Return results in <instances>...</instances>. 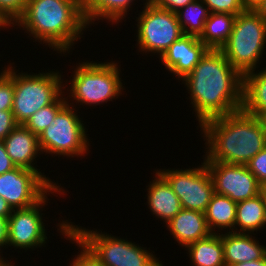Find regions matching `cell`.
I'll return each mask as SVG.
<instances>
[{"mask_svg":"<svg viewBox=\"0 0 266 266\" xmlns=\"http://www.w3.org/2000/svg\"><path fill=\"white\" fill-rule=\"evenodd\" d=\"M200 126L242 109L243 76L221 50L208 49L192 72L181 80Z\"/></svg>","mask_w":266,"mask_h":266,"instance_id":"1","label":"cell"},{"mask_svg":"<svg viewBox=\"0 0 266 266\" xmlns=\"http://www.w3.org/2000/svg\"><path fill=\"white\" fill-rule=\"evenodd\" d=\"M12 29L23 30L35 44L49 47L60 57H69L75 44L84 39V32H90L82 0H28Z\"/></svg>","mask_w":266,"mask_h":266,"instance_id":"2","label":"cell"},{"mask_svg":"<svg viewBox=\"0 0 266 266\" xmlns=\"http://www.w3.org/2000/svg\"><path fill=\"white\" fill-rule=\"evenodd\" d=\"M197 130L205 142L204 161L246 165L266 146L261 121L242 109L207 120Z\"/></svg>","mask_w":266,"mask_h":266,"instance_id":"3","label":"cell"},{"mask_svg":"<svg viewBox=\"0 0 266 266\" xmlns=\"http://www.w3.org/2000/svg\"><path fill=\"white\" fill-rule=\"evenodd\" d=\"M83 61L78 63L76 61L74 66L72 64L69 80L64 75L63 92L67 104L78 110L82 108L81 106L85 109L86 105L87 110V106L90 108L103 104L105 106L108 102H113L124 94L127 95L124 91L126 87L123 86L125 82L121 77L123 75L120 61H113V58L104 62L90 61V59Z\"/></svg>","mask_w":266,"mask_h":266,"instance_id":"4","label":"cell"},{"mask_svg":"<svg viewBox=\"0 0 266 266\" xmlns=\"http://www.w3.org/2000/svg\"><path fill=\"white\" fill-rule=\"evenodd\" d=\"M220 50L242 76L260 69L266 58V20L252 9L239 13L228 41Z\"/></svg>","mask_w":266,"mask_h":266,"instance_id":"5","label":"cell"},{"mask_svg":"<svg viewBox=\"0 0 266 266\" xmlns=\"http://www.w3.org/2000/svg\"><path fill=\"white\" fill-rule=\"evenodd\" d=\"M71 222L70 231L80 239L104 266H165L155 254L143 244L128 238L118 237L103 229H88ZM106 232V233H105ZM144 246V247H143Z\"/></svg>","mask_w":266,"mask_h":266,"instance_id":"6","label":"cell"},{"mask_svg":"<svg viewBox=\"0 0 266 266\" xmlns=\"http://www.w3.org/2000/svg\"><path fill=\"white\" fill-rule=\"evenodd\" d=\"M13 61L14 97L12 113L19 125L39 109L54 103L63 92L64 75L61 70H40L38 73L23 72L16 68ZM60 71V72H59Z\"/></svg>","mask_w":266,"mask_h":266,"instance_id":"7","label":"cell"},{"mask_svg":"<svg viewBox=\"0 0 266 266\" xmlns=\"http://www.w3.org/2000/svg\"><path fill=\"white\" fill-rule=\"evenodd\" d=\"M76 109L66 104L39 134V146L42 154L47 155L46 158L50 155V159H55L56 156L59 159L66 157V161L70 158L73 160L74 157L82 160L91 152L89 149L92 141L87 134V124L83 121L84 116L81 118L82 113Z\"/></svg>","mask_w":266,"mask_h":266,"instance_id":"8","label":"cell"},{"mask_svg":"<svg viewBox=\"0 0 266 266\" xmlns=\"http://www.w3.org/2000/svg\"><path fill=\"white\" fill-rule=\"evenodd\" d=\"M141 10L134 13L137 23H134L136 47L133 48H137V54L160 59L170 45L184 35L176 12L161 9L153 2H147Z\"/></svg>","mask_w":266,"mask_h":266,"instance_id":"9","label":"cell"},{"mask_svg":"<svg viewBox=\"0 0 266 266\" xmlns=\"http://www.w3.org/2000/svg\"><path fill=\"white\" fill-rule=\"evenodd\" d=\"M62 186L54 187L40 202L32 207L13 209L12 214L8 217L7 249H14L15 251L12 252H16L18 249V254H22L24 250V252H32L36 249L47 247L46 245L50 241L48 239L51 236L48 235L46 230L49 223L43 219L45 218L44 211L49 209L47 206H49L48 203L50 204L49 200H52V195L53 197L56 196V198L59 195V199L64 197L65 194L68 195L69 191H67L66 187Z\"/></svg>","mask_w":266,"mask_h":266,"instance_id":"10","label":"cell"},{"mask_svg":"<svg viewBox=\"0 0 266 266\" xmlns=\"http://www.w3.org/2000/svg\"><path fill=\"white\" fill-rule=\"evenodd\" d=\"M191 168L156 169L170 184L178 196L181 207L205 213L214 194V184L204 160Z\"/></svg>","mask_w":266,"mask_h":266,"instance_id":"11","label":"cell"},{"mask_svg":"<svg viewBox=\"0 0 266 266\" xmlns=\"http://www.w3.org/2000/svg\"><path fill=\"white\" fill-rule=\"evenodd\" d=\"M53 187L36 171L16 167L0 175V196L12 209H26L40 202Z\"/></svg>","mask_w":266,"mask_h":266,"instance_id":"12","label":"cell"},{"mask_svg":"<svg viewBox=\"0 0 266 266\" xmlns=\"http://www.w3.org/2000/svg\"><path fill=\"white\" fill-rule=\"evenodd\" d=\"M214 184V193L238 203L260 194V184L247 165L204 161Z\"/></svg>","mask_w":266,"mask_h":266,"instance_id":"13","label":"cell"},{"mask_svg":"<svg viewBox=\"0 0 266 266\" xmlns=\"http://www.w3.org/2000/svg\"><path fill=\"white\" fill-rule=\"evenodd\" d=\"M6 152L16 167L36 171L53 188L63 183H58L44 175L42 168L37 165L38 159L44 157L39 146L38 135L27 129L24 125H18L3 140ZM39 167V168H37Z\"/></svg>","mask_w":266,"mask_h":266,"instance_id":"14","label":"cell"},{"mask_svg":"<svg viewBox=\"0 0 266 266\" xmlns=\"http://www.w3.org/2000/svg\"><path fill=\"white\" fill-rule=\"evenodd\" d=\"M207 50L198 37L184 34L170 45L159 59V63L180 83L192 72Z\"/></svg>","mask_w":266,"mask_h":266,"instance_id":"15","label":"cell"},{"mask_svg":"<svg viewBox=\"0 0 266 266\" xmlns=\"http://www.w3.org/2000/svg\"><path fill=\"white\" fill-rule=\"evenodd\" d=\"M155 173V174H154ZM153 174V175H152ZM152 180L146 187V203L148 211L156 220L162 221L165 225L175 217L182 209L178 196L173 192L168 181L154 169Z\"/></svg>","mask_w":266,"mask_h":266,"instance_id":"16","label":"cell"},{"mask_svg":"<svg viewBox=\"0 0 266 266\" xmlns=\"http://www.w3.org/2000/svg\"><path fill=\"white\" fill-rule=\"evenodd\" d=\"M139 1V2H138ZM143 4H140L141 2ZM83 3V14L85 20L91 29V27L97 25L104 21L107 23L106 26L111 27L115 25L119 26L122 22H127L126 20L130 17H127L133 10H136L138 13V6L147 3L146 0H82ZM136 6V7H135ZM135 7V8H134ZM134 8V9H133ZM127 18V19H126ZM97 21V22H96ZM121 23V24H119ZM109 24V25H108ZM115 24V25H114Z\"/></svg>","mask_w":266,"mask_h":266,"instance_id":"17","label":"cell"},{"mask_svg":"<svg viewBox=\"0 0 266 266\" xmlns=\"http://www.w3.org/2000/svg\"><path fill=\"white\" fill-rule=\"evenodd\" d=\"M174 244L184 249L189 244L208 237L211 232L207 226L205 213L189 209L181 211L166 225Z\"/></svg>","mask_w":266,"mask_h":266,"instance_id":"18","label":"cell"},{"mask_svg":"<svg viewBox=\"0 0 266 266\" xmlns=\"http://www.w3.org/2000/svg\"><path fill=\"white\" fill-rule=\"evenodd\" d=\"M256 234L224 232L222 245L225 266L263 259L266 256V244L259 242Z\"/></svg>","mask_w":266,"mask_h":266,"instance_id":"19","label":"cell"},{"mask_svg":"<svg viewBox=\"0 0 266 266\" xmlns=\"http://www.w3.org/2000/svg\"><path fill=\"white\" fill-rule=\"evenodd\" d=\"M242 110L258 118L266 112V66L243 76Z\"/></svg>","mask_w":266,"mask_h":266,"instance_id":"20","label":"cell"},{"mask_svg":"<svg viewBox=\"0 0 266 266\" xmlns=\"http://www.w3.org/2000/svg\"><path fill=\"white\" fill-rule=\"evenodd\" d=\"M236 211L235 233L259 234L258 231L266 230V208L261 194L238 202Z\"/></svg>","mask_w":266,"mask_h":266,"instance_id":"21","label":"cell"},{"mask_svg":"<svg viewBox=\"0 0 266 266\" xmlns=\"http://www.w3.org/2000/svg\"><path fill=\"white\" fill-rule=\"evenodd\" d=\"M236 205L228 196L214 193L205 211L211 233L235 232Z\"/></svg>","mask_w":266,"mask_h":266,"instance_id":"22","label":"cell"},{"mask_svg":"<svg viewBox=\"0 0 266 266\" xmlns=\"http://www.w3.org/2000/svg\"><path fill=\"white\" fill-rule=\"evenodd\" d=\"M192 266H225L222 233L193 242L184 248Z\"/></svg>","mask_w":266,"mask_h":266,"instance_id":"23","label":"cell"},{"mask_svg":"<svg viewBox=\"0 0 266 266\" xmlns=\"http://www.w3.org/2000/svg\"><path fill=\"white\" fill-rule=\"evenodd\" d=\"M235 18L229 13H210L199 40L208 49L220 50L231 35Z\"/></svg>","mask_w":266,"mask_h":266,"instance_id":"24","label":"cell"},{"mask_svg":"<svg viewBox=\"0 0 266 266\" xmlns=\"http://www.w3.org/2000/svg\"><path fill=\"white\" fill-rule=\"evenodd\" d=\"M210 11L202 0H194L176 12L183 34L200 37Z\"/></svg>","mask_w":266,"mask_h":266,"instance_id":"25","label":"cell"},{"mask_svg":"<svg viewBox=\"0 0 266 266\" xmlns=\"http://www.w3.org/2000/svg\"><path fill=\"white\" fill-rule=\"evenodd\" d=\"M71 220L72 219H63L62 217L60 220L58 219V223L55 224V228L61 239L65 238L69 243L75 244L74 246H77V250L79 249L76 255H71L72 260H70L68 266H104L93 252L70 231Z\"/></svg>","mask_w":266,"mask_h":266,"instance_id":"26","label":"cell"},{"mask_svg":"<svg viewBox=\"0 0 266 266\" xmlns=\"http://www.w3.org/2000/svg\"><path fill=\"white\" fill-rule=\"evenodd\" d=\"M67 104L64 93L52 104L36 111L24 126L38 135L50 125L57 113Z\"/></svg>","mask_w":266,"mask_h":266,"instance_id":"27","label":"cell"},{"mask_svg":"<svg viewBox=\"0 0 266 266\" xmlns=\"http://www.w3.org/2000/svg\"><path fill=\"white\" fill-rule=\"evenodd\" d=\"M5 63L0 73V110H12L14 97L13 63Z\"/></svg>","mask_w":266,"mask_h":266,"instance_id":"28","label":"cell"},{"mask_svg":"<svg viewBox=\"0 0 266 266\" xmlns=\"http://www.w3.org/2000/svg\"><path fill=\"white\" fill-rule=\"evenodd\" d=\"M28 0H0V22L9 29L23 15Z\"/></svg>","mask_w":266,"mask_h":266,"instance_id":"29","label":"cell"},{"mask_svg":"<svg viewBox=\"0 0 266 266\" xmlns=\"http://www.w3.org/2000/svg\"><path fill=\"white\" fill-rule=\"evenodd\" d=\"M208 7L210 13H229L238 15L246 9L241 0H202Z\"/></svg>","mask_w":266,"mask_h":266,"instance_id":"30","label":"cell"},{"mask_svg":"<svg viewBox=\"0 0 266 266\" xmlns=\"http://www.w3.org/2000/svg\"><path fill=\"white\" fill-rule=\"evenodd\" d=\"M260 186L266 184V146L258 152L247 164Z\"/></svg>","mask_w":266,"mask_h":266,"instance_id":"31","label":"cell"},{"mask_svg":"<svg viewBox=\"0 0 266 266\" xmlns=\"http://www.w3.org/2000/svg\"><path fill=\"white\" fill-rule=\"evenodd\" d=\"M18 125L11 110H0V140L3 141Z\"/></svg>","mask_w":266,"mask_h":266,"instance_id":"32","label":"cell"},{"mask_svg":"<svg viewBox=\"0 0 266 266\" xmlns=\"http://www.w3.org/2000/svg\"><path fill=\"white\" fill-rule=\"evenodd\" d=\"M193 1L194 0H154L153 3L161 9L177 12Z\"/></svg>","mask_w":266,"mask_h":266,"instance_id":"33","label":"cell"},{"mask_svg":"<svg viewBox=\"0 0 266 266\" xmlns=\"http://www.w3.org/2000/svg\"><path fill=\"white\" fill-rule=\"evenodd\" d=\"M14 168H16V166L8 156L3 141L0 140V175Z\"/></svg>","mask_w":266,"mask_h":266,"instance_id":"34","label":"cell"},{"mask_svg":"<svg viewBox=\"0 0 266 266\" xmlns=\"http://www.w3.org/2000/svg\"><path fill=\"white\" fill-rule=\"evenodd\" d=\"M8 243V218L0 217V253L7 250Z\"/></svg>","mask_w":266,"mask_h":266,"instance_id":"35","label":"cell"},{"mask_svg":"<svg viewBox=\"0 0 266 266\" xmlns=\"http://www.w3.org/2000/svg\"><path fill=\"white\" fill-rule=\"evenodd\" d=\"M12 207L0 196V217L8 218L12 214Z\"/></svg>","mask_w":266,"mask_h":266,"instance_id":"36","label":"cell"},{"mask_svg":"<svg viewBox=\"0 0 266 266\" xmlns=\"http://www.w3.org/2000/svg\"><path fill=\"white\" fill-rule=\"evenodd\" d=\"M229 266H266V256L263 259H258V260H254L250 262L231 264Z\"/></svg>","mask_w":266,"mask_h":266,"instance_id":"37","label":"cell"},{"mask_svg":"<svg viewBox=\"0 0 266 266\" xmlns=\"http://www.w3.org/2000/svg\"><path fill=\"white\" fill-rule=\"evenodd\" d=\"M254 10L266 20V0H262Z\"/></svg>","mask_w":266,"mask_h":266,"instance_id":"38","label":"cell"},{"mask_svg":"<svg viewBox=\"0 0 266 266\" xmlns=\"http://www.w3.org/2000/svg\"><path fill=\"white\" fill-rule=\"evenodd\" d=\"M262 0H241L242 5L245 9H252L254 10L255 7L261 2Z\"/></svg>","mask_w":266,"mask_h":266,"instance_id":"39","label":"cell"},{"mask_svg":"<svg viewBox=\"0 0 266 266\" xmlns=\"http://www.w3.org/2000/svg\"><path fill=\"white\" fill-rule=\"evenodd\" d=\"M260 194L262 195L266 208V184L260 187Z\"/></svg>","mask_w":266,"mask_h":266,"instance_id":"40","label":"cell"},{"mask_svg":"<svg viewBox=\"0 0 266 266\" xmlns=\"http://www.w3.org/2000/svg\"><path fill=\"white\" fill-rule=\"evenodd\" d=\"M13 256H10L11 259H9L3 266H18V261H14L15 259L12 258ZM13 260V261H12ZM14 262V263H13ZM17 263V264H16ZM16 264V265H15ZM25 266V265H24Z\"/></svg>","mask_w":266,"mask_h":266,"instance_id":"41","label":"cell"},{"mask_svg":"<svg viewBox=\"0 0 266 266\" xmlns=\"http://www.w3.org/2000/svg\"><path fill=\"white\" fill-rule=\"evenodd\" d=\"M259 120L261 121L262 125H263V129L266 132V112L263 113L260 117Z\"/></svg>","mask_w":266,"mask_h":266,"instance_id":"42","label":"cell"},{"mask_svg":"<svg viewBox=\"0 0 266 266\" xmlns=\"http://www.w3.org/2000/svg\"><path fill=\"white\" fill-rule=\"evenodd\" d=\"M3 255L6 256L5 254L0 253V266H3L8 261L7 259H10L9 257L4 258Z\"/></svg>","mask_w":266,"mask_h":266,"instance_id":"43","label":"cell"},{"mask_svg":"<svg viewBox=\"0 0 266 266\" xmlns=\"http://www.w3.org/2000/svg\"><path fill=\"white\" fill-rule=\"evenodd\" d=\"M0 29H4L5 31H10V29L8 27H6L5 25H3L1 22H0Z\"/></svg>","mask_w":266,"mask_h":266,"instance_id":"44","label":"cell"},{"mask_svg":"<svg viewBox=\"0 0 266 266\" xmlns=\"http://www.w3.org/2000/svg\"><path fill=\"white\" fill-rule=\"evenodd\" d=\"M1 30H3V29H0V33H2ZM4 68H5V66H4V67L2 66V67L0 68V69H1V70H0V73L4 70Z\"/></svg>","mask_w":266,"mask_h":266,"instance_id":"45","label":"cell"}]
</instances>
